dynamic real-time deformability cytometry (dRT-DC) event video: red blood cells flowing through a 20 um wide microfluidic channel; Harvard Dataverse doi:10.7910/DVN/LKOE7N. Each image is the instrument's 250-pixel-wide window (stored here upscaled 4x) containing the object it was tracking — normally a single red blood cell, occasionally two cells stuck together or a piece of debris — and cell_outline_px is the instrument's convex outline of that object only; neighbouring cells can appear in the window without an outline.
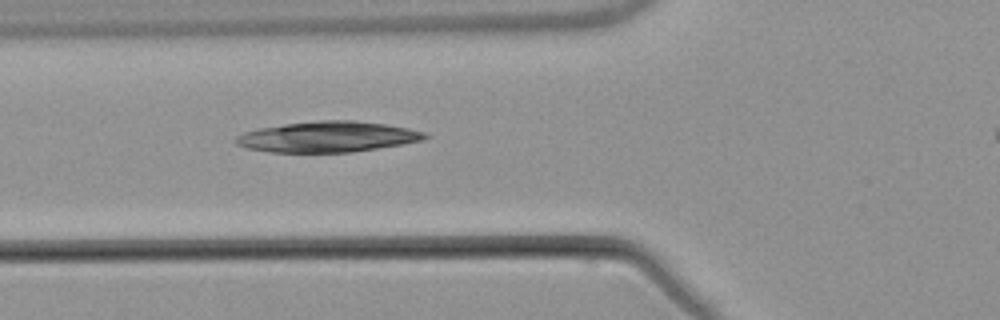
{"species": "common noctule bat (a hibernating species)", "species_latin": "Nyctalus noctula", "temperature_condition": "warm", "stored_images_in_passage": 4, "camera_frame_rate_fps": 3000, "um_per_image_px": 0.085, "animal": {"sex": "male", "body_mass_g": 21.5, "forearm_length_mm": 52.0}, "frame": {"image": 1, "passage_image": 3, "time_ms": 2.333, "image_size_px": [1000, 320], "cell_outline_px": [[428, 136], [420, 140], [400, 144], [376, 148], [348, 152], [272, 152], [248, 148], [236, 144], [236, 136], [244, 132], [260, 128], [284, 124], [316, 120], [356, 120], [384, 124], [408, 128], [424, 132]], "centroid_in_image_um": [27.81, 11.61], "position_along_channel_um": 98.0, "area_um2": 33.35}}